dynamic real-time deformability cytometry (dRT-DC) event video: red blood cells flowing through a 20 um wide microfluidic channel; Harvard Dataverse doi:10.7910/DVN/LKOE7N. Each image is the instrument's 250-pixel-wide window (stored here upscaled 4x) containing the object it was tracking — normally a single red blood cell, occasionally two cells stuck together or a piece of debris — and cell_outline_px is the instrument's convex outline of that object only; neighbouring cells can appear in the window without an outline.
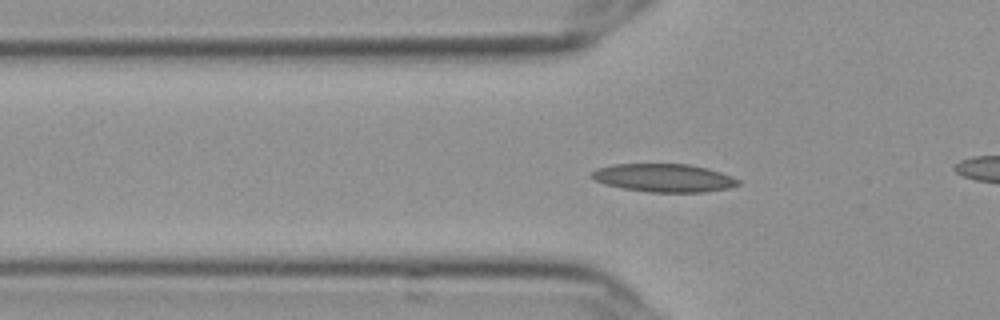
{"species": "Egyptian fruit bat (a non-hibernating species)", "species_latin": "Rousettus aegyptiacus", "temperature_condition": "cold", "stored_images_in_passage": 44, "camera_frame_rate_fps": 3000, "um_per_image_px": 0.085, "frame": {"image": 1, "passage_image": 19, "time_ms": 6.0, "image_size_px": [1000, 320], "cell_outline_px": [[740, 184], [728, 188], [704, 192], [648, 192], [624, 188], [604, 184], [596, 180], [592, 176], [592, 172], [596, 168], [612, 164], [688, 164], [708, 168], [732, 176], [740, 180]], "centroid_in_image_um": [56.45, 15.11], "position_along_channel_um": 69.4, "area_um2": 23.99}}
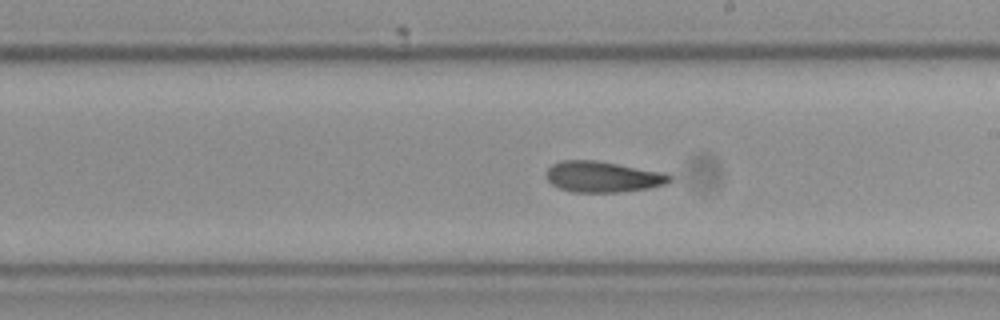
{"frame": {"image": 2, "passage_image": 33, "time_ms": 10.667, "image_size_px": [1000, 320], "cell_outline_px": [[672, 180], [668, 184], [648, 188], [620, 192], [572, 192], [560, 188], [552, 184], [548, 180], [548, 168], [552, 164], [564, 160], [596, 160], [664, 172], [672, 176]], "centroid_in_image_um": [51.29, 15.02], "position_along_channel_um": 237.7, "area_um2": 22.2}}
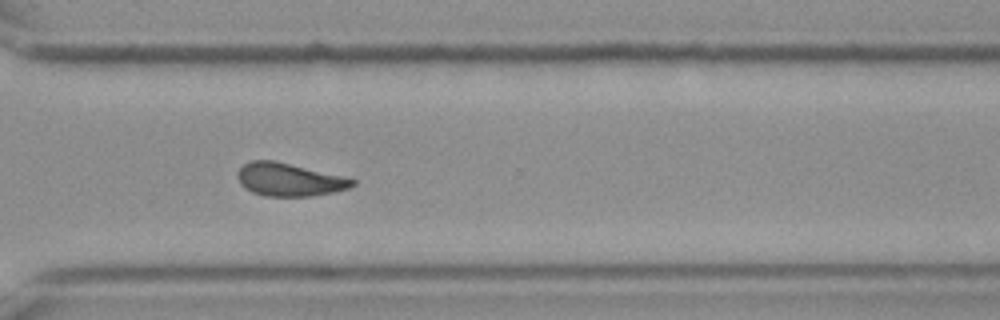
{"frame": {"image": 3, "passage_image": 42, "time_ms": 13.667, "image_size_px": [1000, 320], "cell_outline_px": [[356, 184], [348, 188], [332, 192], [312, 196], [264, 196], [252, 192], [244, 188], [240, 184], [236, 176], [236, 172], [244, 164], [252, 160], [272, 160], [348, 176], [356, 180]], "centroid_in_image_um": [24.59, 15.26], "position_along_channel_um": 346.0, "area_um2": 22.37}, "authors_computed_cell_mechanics": {"area_um2": 22.3108, "velocity_mm_per_s": 3.6098, "shape_relaxation_time_tau1_ms": null, "shape_relaxation_time_tau2_ms": 5.0512, "deformation_change_tau1": null, "deformation_change_tau2": 0.1219}}